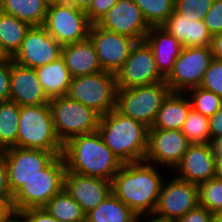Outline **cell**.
I'll use <instances>...</instances> for the list:
<instances>
[{"label": "cell", "mask_w": 222, "mask_h": 222, "mask_svg": "<svg viewBox=\"0 0 222 222\" xmlns=\"http://www.w3.org/2000/svg\"><path fill=\"white\" fill-rule=\"evenodd\" d=\"M161 171L146 161L123 163L111 181V191L141 219H149L166 177Z\"/></svg>", "instance_id": "1"}, {"label": "cell", "mask_w": 222, "mask_h": 222, "mask_svg": "<svg viewBox=\"0 0 222 222\" xmlns=\"http://www.w3.org/2000/svg\"><path fill=\"white\" fill-rule=\"evenodd\" d=\"M62 156L69 172L109 181L123 165L98 131L71 138L63 145Z\"/></svg>", "instance_id": "2"}, {"label": "cell", "mask_w": 222, "mask_h": 222, "mask_svg": "<svg viewBox=\"0 0 222 222\" xmlns=\"http://www.w3.org/2000/svg\"><path fill=\"white\" fill-rule=\"evenodd\" d=\"M148 130L149 127L142 122L113 109L101 116L97 131L103 142L123 163H131L144 161Z\"/></svg>", "instance_id": "3"}, {"label": "cell", "mask_w": 222, "mask_h": 222, "mask_svg": "<svg viewBox=\"0 0 222 222\" xmlns=\"http://www.w3.org/2000/svg\"><path fill=\"white\" fill-rule=\"evenodd\" d=\"M17 148L62 155L63 144L55 132L50 104L20 106Z\"/></svg>", "instance_id": "4"}, {"label": "cell", "mask_w": 222, "mask_h": 222, "mask_svg": "<svg viewBox=\"0 0 222 222\" xmlns=\"http://www.w3.org/2000/svg\"><path fill=\"white\" fill-rule=\"evenodd\" d=\"M65 172L64 158L62 155H57L13 195L12 209L24 211L30 208H43L64 188Z\"/></svg>", "instance_id": "5"}, {"label": "cell", "mask_w": 222, "mask_h": 222, "mask_svg": "<svg viewBox=\"0 0 222 222\" xmlns=\"http://www.w3.org/2000/svg\"><path fill=\"white\" fill-rule=\"evenodd\" d=\"M49 104L55 132L63 145L73 137L98 130L101 116L68 95L52 98Z\"/></svg>", "instance_id": "6"}, {"label": "cell", "mask_w": 222, "mask_h": 222, "mask_svg": "<svg viewBox=\"0 0 222 222\" xmlns=\"http://www.w3.org/2000/svg\"><path fill=\"white\" fill-rule=\"evenodd\" d=\"M170 92L165 82L126 89L117 88L115 109L122 115L142 122L150 128Z\"/></svg>", "instance_id": "7"}, {"label": "cell", "mask_w": 222, "mask_h": 222, "mask_svg": "<svg viewBox=\"0 0 222 222\" xmlns=\"http://www.w3.org/2000/svg\"><path fill=\"white\" fill-rule=\"evenodd\" d=\"M116 92L115 74L100 71L72 78L67 95L102 116L116 108Z\"/></svg>", "instance_id": "8"}, {"label": "cell", "mask_w": 222, "mask_h": 222, "mask_svg": "<svg viewBox=\"0 0 222 222\" xmlns=\"http://www.w3.org/2000/svg\"><path fill=\"white\" fill-rule=\"evenodd\" d=\"M171 174L174 177H165L156 208L149 218L153 222H176L199 205L198 185L183 181L172 172Z\"/></svg>", "instance_id": "9"}, {"label": "cell", "mask_w": 222, "mask_h": 222, "mask_svg": "<svg viewBox=\"0 0 222 222\" xmlns=\"http://www.w3.org/2000/svg\"><path fill=\"white\" fill-rule=\"evenodd\" d=\"M91 23L85 11L70 3L47 7L43 27L62 46L86 40Z\"/></svg>", "instance_id": "10"}, {"label": "cell", "mask_w": 222, "mask_h": 222, "mask_svg": "<svg viewBox=\"0 0 222 222\" xmlns=\"http://www.w3.org/2000/svg\"><path fill=\"white\" fill-rule=\"evenodd\" d=\"M212 59L210 46L183 47L165 83L171 92L186 93L199 87Z\"/></svg>", "instance_id": "11"}, {"label": "cell", "mask_w": 222, "mask_h": 222, "mask_svg": "<svg viewBox=\"0 0 222 222\" xmlns=\"http://www.w3.org/2000/svg\"><path fill=\"white\" fill-rule=\"evenodd\" d=\"M119 89L165 82L159 72L152 49L145 40L136 42L122 67L116 72Z\"/></svg>", "instance_id": "12"}, {"label": "cell", "mask_w": 222, "mask_h": 222, "mask_svg": "<svg viewBox=\"0 0 222 222\" xmlns=\"http://www.w3.org/2000/svg\"><path fill=\"white\" fill-rule=\"evenodd\" d=\"M189 145L181 130L149 128L144 161L160 168L165 166L164 170L168 167L165 175L170 174L169 169L173 171L182 161Z\"/></svg>", "instance_id": "13"}, {"label": "cell", "mask_w": 222, "mask_h": 222, "mask_svg": "<svg viewBox=\"0 0 222 222\" xmlns=\"http://www.w3.org/2000/svg\"><path fill=\"white\" fill-rule=\"evenodd\" d=\"M0 153L5 158L13 195L57 156L54 152L17 147L7 148Z\"/></svg>", "instance_id": "14"}, {"label": "cell", "mask_w": 222, "mask_h": 222, "mask_svg": "<svg viewBox=\"0 0 222 222\" xmlns=\"http://www.w3.org/2000/svg\"><path fill=\"white\" fill-rule=\"evenodd\" d=\"M98 27L134 39L144 40L151 28L134 0H118L96 23Z\"/></svg>", "instance_id": "15"}, {"label": "cell", "mask_w": 222, "mask_h": 222, "mask_svg": "<svg viewBox=\"0 0 222 222\" xmlns=\"http://www.w3.org/2000/svg\"><path fill=\"white\" fill-rule=\"evenodd\" d=\"M61 51L62 45L43 26H31L12 60L35 69L57 60L61 57Z\"/></svg>", "instance_id": "16"}, {"label": "cell", "mask_w": 222, "mask_h": 222, "mask_svg": "<svg viewBox=\"0 0 222 222\" xmlns=\"http://www.w3.org/2000/svg\"><path fill=\"white\" fill-rule=\"evenodd\" d=\"M88 38L94 45L103 71L116 72L129 57L136 41L130 37L110 32L91 24Z\"/></svg>", "instance_id": "17"}, {"label": "cell", "mask_w": 222, "mask_h": 222, "mask_svg": "<svg viewBox=\"0 0 222 222\" xmlns=\"http://www.w3.org/2000/svg\"><path fill=\"white\" fill-rule=\"evenodd\" d=\"M216 159L214 144H190L172 172L183 181L199 185L216 177Z\"/></svg>", "instance_id": "18"}, {"label": "cell", "mask_w": 222, "mask_h": 222, "mask_svg": "<svg viewBox=\"0 0 222 222\" xmlns=\"http://www.w3.org/2000/svg\"><path fill=\"white\" fill-rule=\"evenodd\" d=\"M64 190L85 213L95 209L112 192L111 181L72 173L68 170L64 175Z\"/></svg>", "instance_id": "19"}, {"label": "cell", "mask_w": 222, "mask_h": 222, "mask_svg": "<svg viewBox=\"0 0 222 222\" xmlns=\"http://www.w3.org/2000/svg\"><path fill=\"white\" fill-rule=\"evenodd\" d=\"M10 99L19 106L49 104L34 68H28L10 60Z\"/></svg>", "instance_id": "20"}, {"label": "cell", "mask_w": 222, "mask_h": 222, "mask_svg": "<svg viewBox=\"0 0 222 222\" xmlns=\"http://www.w3.org/2000/svg\"><path fill=\"white\" fill-rule=\"evenodd\" d=\"M183 47L210 46L212 35L199 16L179 15L174 11L161 26Z\"/></svg>", "instance_id": "21"}, {"label": "cell", "mask_w": 222, "mask_h": 222, "mask_svg": "<svg viewBox=\"0 0 222 222\" xmlns=\"http://www.w3.org/2000/svg\"><path fill=\"white\" fill-rule=\"evenodd\" d=\"M144 40L152 49L159 72L166 78L173 70L183 46L161 26L151 27Z\"/></svg>", "instance_id": "22"}, {"label": "cell", "mask_w": 222, "mask_h": 222, "mask_svg": "<svg viewBox=\"0 0 222 222\" xmlns=\"http://www.w3.org/2000/svg\"><path fill=\"white\" fill-rule=\"evenodd\" d=\"M61 57L64 59L72 78L103 71L94 45L89 38L63 45Z\"/></svg>", "instance_id": "23"}, {"label": "cell", "mask_w": 222, "mask_h": 222, "mask_svg": "<svg viewBox=\"0 0 222 222\" xmlns=\"http://www.w3.org/2000/svg\"><path fill=\"white\" fill-rule=\"evenodd\" d=\"M191 108V102L186 93L170 92L150 128L181 130Z\"/></svg>", "instance_id": "24"}, {"label": "cell", "mask_w": 222, "mask_h": 222, "mask_svg": "<svg viewBox=\"0 0 222 222\" xmlns=\"http://www.w3.org/2000/svg\"><path fill=\"white\" fill-rule=\"evenodd\" d=\"M35 72L50 99L68 94L72 76L62 57L47 65L35 68Z\"/></svg>", "instance_id": "25"}, {"label": "cell", "mask_w": 222, "mask_h": 222, "mask_svg": "<svg viewBox=\"0 0 222 222\" xmlns=\"http://www.w3.org/2000/svg\"><path fill=\"white\" fill-rule=\"evenodd\" d=\"M141 218L112 192L95 208L86 213L85 222H139Z\"/></svg>", "instance_id": "26"}, {"label": "cell", "mask_w": 222, "mask_h": 222, "mask_svg": "<svg viewBox=\"0 0 222 222\" xmlns=\"http://www.w3.org/2000/svg\"><path fill=\"white\" fill-rule=\"evenodd\" d=\"M48 5L44 0H0V11L30 26H43Z\"/></svg>", "instance_id": "27"}, {"label": "cell", "mask_w": 222, "mask_h": 222, "mask_svg": "<svg viewBox=\"0 0 222 222\" xmlns=\"http://www.w3.org/2000/svg\"><path fill=\"white\" fill-rule=\"evenodd\" d=\"M20 106L13 100L0 101V152L17 147Z\"/></svg>", "instance_id": "28"}, {"label": "cell", "mask_w": 222, "mask_h": 222, "mask_svg": "<svg viewBox=\"0 0 222 222\" xmlns=\"http://www.w3.org/2000/svg\"><path fill=\"white\" fill-rule=\"evenodd\" d=\"M43 208L59 222L86 221V213L64 188L54 195Z\"/></svg>", "instance_id": "29"}, {"label": "cell", "mask_w": 222, "mask_h": 222, "mask_svg": "<svg viewBox=\"0 0 222 222\" xmlns=\"http://www.w3.org/2000/svg\"><path fill=\"white\" fill-rule=\"evenodd\" d=\"M30 25L0 11V41L13 57L20 49Z\"/></svg>", "instance_id": "30"}, {"label": "cell", "mask_w": 222, "mask_h": 222, "mask_svg": "<svg viewBox=\"0 0 222 222\" xmlns=\"http://www.w3.org/2000/svg\"><path fill=\"white\" fill-rule=\"evenodd\" d=\"M181 131L190 144L211 143L209 118L193 108L190 109Z\"/></svg>", "instance_id": "31"}, {"label": "cell", "mask_w": 222, "mask_h": 222, "mask_svg": "<svg viewBox=\"0 0 222 222\" xmlns=\"http://www.w3.org/2000/svg\"><path fill=\"white\" fill-rule=\"evenodd\" d=\"M150 27L162 26L175 11V0H134Z\"/></svg>", "instance_id": "32"}, {"label": "cell", "mask_w": 222, "mask_h": 222, "mask_svg": "<svg viewBox=\"0 0 222 222\" xmlns=\"http://www.w3.org/2000/svg\"><path fill=\"white\" fill-rule=\"evenodd\" d=\"M186 94L192 108L208 118L222 107V98L201 87L190 89Z\"/></svg>", "instance_id": "33"}, {"label": "cell", "mask_w": 222, "mask_h": 222, "mask_svg": "<svg viewBox=\"0 0 222 222\" xmlns=\"http://www.w3.org/2000/svg\"><path fill=\"white\" fill-rule=\"evenodd\" d=\"M199 205L212 213L222 211V180L212 178L198 185Z\"/></svg>", "instance_id": "34"}, {"label": "cell", "mask_w": 222, "mask_h": 222, "mask_svg": "<svg viewBox=\"0 0 222 222\" xmlns=\"http://www.w3.org/2000/svg\"><path fill=\"white\" fill-rule=\"evenodd\" d=\"M199 87L222 98V61L212 59Z\"/></svg>", "instance_id": "35"}, {"label": "cell", "mask_w": 222, "mask_h": 222, "mask_svg": "<svg viewBox=\"0 0 222 222\" xmlns=\"http://www.w3.org/2000/svg\"><path fill=\"white\" fill-rule=\"evenodd\" d=\"M212 2L213 0H175V11L179 15H197L203 20Z\"/></svg>", "instance_id": "36"}, {"label": "cell", "mask_w": 222, "mask_h": 222, "mask_svg": "<svg viewBox=\"0 0 222 222\" xmlns=\"http://www.w3.org/2000/svg\"><path fill=\"white\" fill-rule=\"evenodd\" d=\"M203 21L212 36L222 32V0H213Z\"/></svg>", "instance_id": "37"}, {"label": "cell", "mask_w": 222, "mask_h": 222, "mask_svg": "<svg viewBox=\"0 0 222 222\" xmlns=\"http://www.w3.org/2000/svg\"><path fill=\"white\" fill-rule=\"evenodd\" d=\"M117 1L118 0H93L91 6L86 11L88 21L91 24H95Z\"/></svg>", "instance_id": "38"}, {"label": "cell", "mask_w": 222, "mask_h": 222, "mask_svg": "<svg viewBox=\"0 0 222 222\" xmlns=\"http://www.w3.org/2000/svg\"><path fill=\"white\" fill-rule=\"evenodd\" d=\"M0 202H8L12 206L13 194L10 190L5 158L0 153Z\"/></svg>", "instance_id": "39"}, {"label": "cell", "mask_w": 222, "mask_h": 222, "mask_svg": "<svg viewBox=\"0 0 222 222\" xmlns=\"http://www.w3.org/2000/svg\"><path fill=\"white\" fill-rule=\"evenodd\" d=\"M214 213L208 211L205 207L198 205L196 208L188 211L176 222H213Z\"/></svg>", "instance_id": "40"}, {"label": "cell", "mask_w": 222, "mask_h": 222, "mask_svg": "<svg viewBox=\"0 0 222 222\" xmlns=\"http://www.w3.org/2000/svg\"><path fill=\"white\" fill-rule=\"evenodd\" d=\"M10 99V61L0 62V101Z\"/></svg>", "instance_id": "41"}, {"label": "cell", "mask_w": 222, "mask_h": 222, "mask_svg": "<svg viewBox=\"0 0 222 222\" xmlns=\"http://www.w3.org/2000/svg\"><path fill=\"white\" fill-rule=\"evenodd\" d=\"M26 222H59L44 208H30L22 211Z\"/></svg>", "instance_id": "42"}, {"label": "cell", "mask_w": 222, "mask_h": 222, "mask_svg": "<svg viewBox=\"0 0 222 222\" xmlns=\"http://www.w3.org/2000/svg\"><path fill=\"white\" fill-rule=\"evenodd\" d=\"M211 144L222 138V107L209 118Z\"/></svg>", "instance_id": "43"}, {"label": "cell", "mask_w": 222, "mask_h": 222, "mask_svg": "<svg viewBox=\"0 0 222 222\" xmlns=\"http://www.w3.org/2000/svg\"><path fill=\"white\" fill-rule=\"evenodd\" d=\"M210 48L213 58L222 61V32L212 36Z\"/></svg>", "instance_id": "44"}, {"label": "cell", "mask_w": 222, "mask_h": 222, "mask_svg": "<svg viewBox=\"0 0 222 222\" xmlns=\"http://www.w3.org/2000/svg\"><path fill=\"white\" fill-rule=\"evenodd\" d=\"M0 222H26L22 211L11 209Z\"/></svg>", "instance_id": "45"}, {"label": "cell", "mask_w": 222, "mask_h": 222, "mask_svg": "<svg viewBox=\"0 0 222 222\" xmlns=\"http://www.w3.org/2000/svg\"><path fill=\"white\" fill-rule=\"evenodd\" d=\"M92 1L93 0H68V3L86 12L91 6Z\"/></svg>", "instance_id": "46"}, {"label": "cell", "mask_w": 222, "mask_h": 222, "mask_svg": "<svg viewBox=\"0 0 222 222\" xmlns=\"http://www.w3.org/2000/svg\"><path fill=\"white\" fill-rule=\"evenodd\" d=\"M10 60H12V56L6 51L0 41V62H7Z\"/></svg>", "instance_id": "47"}, {"label": "cell", "mask_w": 222, "mask_h": 222, "mask_svg": "<svg viewBox=\"0 0 222 222\" xmlns=\"http://www.w3.org/2000/svg\"><path fill=\"white\" fill-rule=\"evenodd\" d=\"M12 209L8 202H0V220Z\"/></svg>", "instance_id": "48"}, {"label": "cell", "mask_w": 222, "mask_h": 222, "mask_svg": "<svg viewBox=\"0 0 222 222\" xmlns=\"http://www.w3.org/2000/svg\"><path fill=\"white\" fill-rule=\"evenodd\" d=\"M216 178L222 180V157L216 159Z\"/></svg>", "instance_id": "49"}, {"label": "cell", "mask_w": 222, "mask_h": 222, "mask_svg": "<svg viewBox=\"0 0 222 222\" xmlns=\"http://www.w3.org/2000/svg\"><path fill=\"white\" fill-rule=\"evenodd\" d=\"M217 157H222V138L214 143Z\"/></svg>", "instance_id": "50"}, {"label": "cell", "mask_w": 222, "mask_h": 222, "mask_svg": "<svg viewBox=\"0 0 222 222\" xmlns=\"http://www.w3.org/2000/svg\"><path fill=\"white\" fill-rule=\"evenodd\" d=\"M44 2L49 6V5H53V4L68 3V0H44Z\"/></svg>", "instance_id": "51"}, {"label": "cell", "mask_w": 222, "mask_h": 222, "mask_svg": "<svg viewBox=\"0 0 222 222\" xmlns=\"http://www.w3.org/2000/svg\"><path fill=\"white\" fill-rule=\"evenodd\" d=\"M213 222H222V211L214 213Z\"/></svg>", "instance_id": "52"}, {"label": "cell", "mask_w": 222, "mask_h": 222, "mask_svg": "<svg viewBox=\"0 0 222 222\" xmlns=\"http://www.w3.org/2000/svg\"><path fill=\"white\" fill-rule=\"evenodd\" d=\"M153 222V221H151V220H149V219H141L139 222Z\"/></svg>", "instance_id": "53"}]
</instances>
